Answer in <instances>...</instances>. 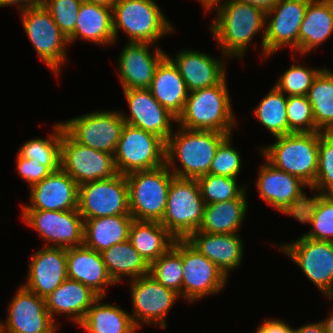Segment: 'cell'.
Masks as SVG:
<instances>
[{
    "label": "cell",
    "instance_id": "8d00e7d4",
    "mask_svg": "<svg viewBox=\"0 0 333 333\" xmlns=\"http://www.w3.org/2000/svg\"><path fill=\"white\" fill-rule=\"evenodd\" d=\"M306 96L312 106L316 128L321 132H333V71L324 67Z\"/></svg>",
    "mask_w": 333,
    "mask_h": 333
},
{
    "label": "cell",
    "instance_id": "9c48e42d",
    "mask_svg": "<svg viewBox=\"0 0 333 333\" xmlns=\"http://www.w3.org/2000/svg\"><path fill=\"white\" fill-rule=\"evenodd\" d=\"M166 143L157 135L124 124L115 153L117 173L152 170L165 164Z\"/></svg>",
    "mask_w": 333,
    "mask_h": 333
},
{
    "label": "cell",
    "instance_id": "74e56055",
    "mask_svg": "<svg viewBox=\"0 0 333 333\" xmlns=\"http://www.w3.org/2000/svg\"><path fill=\"white\" fill-rule=\"evenodd\" d=\"M53 129L47 138L38 137L24 142L17 153L23 158L39 162L51 172L57 171L61 168L62 134L65 130L62 121L55 123Z\"/></svg>",
    "mask_w": 333,
    "mask_h": 333
},
{
    "label": "cell",
    "instance_id": "f5cc1de1",
    "mask_svg": "<svg viewBox=\"0 0 333 333\" xmlns=\"http://www.w3.org/2000/svg\"><path fill=\"white\" fill-rule=\"evenodd\" d=\"M203 6L205 13L214 10L213 7L224 0H197Z\"/></svg>",
    "mask_w": 333,
    "mask_h": 333
},
{
    "label": "cell",
    "instance_id": "277c9868",
    "mask_svg": "<svg viewBox=\"0 0 333 333\" xmlns=\"http://www.w3.org/2000/svg\"><path fill=\"white\" fill-rule=\"evenodd\" d=\"M275 140L267 147H260L262 158L275 168L298 177L310 189L317 174L320 132H292Z\"/></svg>",
    "mask_w": 333,
    "mask_h": 333
},
{
    "label": "cell",
    "instance_id": "f6af8a7d",
    "mask_svg": "<svg viewBox=\"0 0 333 333\" xmlns=\"http://www.w3.org/2000/svg\"><path fill=\"white\" fill-rule=\"evenodd\" d=\"M232 136L233 134L228 135L220 143L212 160L209 174L230 178L239 177L242 167V156L232 145Z\"/></svg>",
    "mask_w": 333,
    "mask_h": 333
},
{
    "label": "cell",
    "instance_id": "ffe728a7",
    "mask_svg": "<svg viewBox=\"0 0 333 333\" xmlns=\"http://www.w3.org/2000/svg\"><path fill=\"white\" fill-rule=\"evenodd\" d=\"M129 113H122L125 123L160 137L165 143L177 124V117L158 103L148 88L123 90ZM129 114V115H128Z\"/></svg>",
    "mask_w": 333,
    "mask_h": 333
},
{
    "label": "cell",
    "instance_id": "5bb4252c",
    "mask_svg": "<svg viewBox=\"0 0 333 333\" xmlns=\"http://www.w3.org/2000/svg\"><path fill=\"white\" fill-rule=\"evenodd\" d=\"M78 143L114 156L125 121L120 111L97 110L62 122Z\"/></svg>",
    "mask_w": 333,
    "mask_h": 333
},
{
    "label": "cell",
    "instance_id": "e575fe53",
    "mask_svg": "<svg viewBox=\"0 0 333 333\" xmlns=\"http://www.w3.org/2000/svg\"><path fill=\"white\" fill-rule=\"evenodd\" d=\"M101 255L110 277L117 285L123 282V277L132 280L149 274L150 265L129 240L111 246Z\"/></svg>",
    "mask_w": 333,
    "mask_h": 333
},
{
    "label": "cell",
    "instance_id": "f35d334b",
    "mask_svg": "<svg viewBox=\"0 0 333 333\" xmlns=\"http://www.w3.org/2000/svg\"><path fill=\"white\" fill-rule=\"evenodd\" d=\"M253 109L258 122L274 137L288 134L287 96L276 86L273 85Z\"/></svg>",
    "mask_w": 333,
    "mask_h": 333
},
{
    "label": "cell",
    "instance_id": "44dd1931",
    "mask_svg": "<svg viewBox=\"0 0 333 333\" xmlns=\"http://www.w3.org/2000/svg\"><path fill=\"white\" fill-rule=\"evenodd\" d=\"M148 42H126L117 59L122 90L149 88L155 70L167 55L159 45ZM150 47H154L153 53Z\"/></svg>",
    "mask_w": 333,
    "mask_h": 333
},
{
    "label": "cell",
    "instance_id": "484cf974",
    "mask_svg": "<svg viewBox=\"0 0 333 333\" xmlns=\"http://www.w3.org/2000/svg\"><path fill=\"white\" fill-rule=\"evenodd\" d=\"M67 276L106 297V287L116 283L110 277L101 253L85 245L66 249Z\"/></svg>",
    "mask_w": 333,
    "mask_h": 333
},
{
    "label": "cell",
    "instance_id": "f546056e",
    "mask_svg": "<svg viewBox=\"0 0 333 333\" xmlns=\"http://www.w3.org/2000/svg\"><path fill=\"white\" fill-rule=\"evenodd\" d=\"M333 35V4L310 0L299 30V54L307 55Z\"/></svg>",
    "mask_w": 333,
    "mask_h": 333
},
{
    "label": "cell",
    "instance_id": "db71d44e",
    "mask_svg": "<svg viewBox=\"0 0 333 333\" xmlns=\"http://www.w3.org/2000/svg\"><path fill=\"white\" fill-rule=\"evenodd\" d=\"M325 319L321 320V322L324 326L326 333H333V310Z\"/></svg>",
    "mask_w": 333,
    "mask_h": 333
},
{
    "label": "cell",
    "instance_id": "5b68a950",
    "mask_svg": "<svg viewBox=\"0 0 333 333\" xmlns=\"http://www.w3.org/2000/svg\"><path fill=\"white\" fill-rule=\"evenodd\" d=\"M119 29L128 37L127 42H148L155 45L175 27L154 0H117L113 6V32L115 43Z\"/></svg>",
    "mask_w": 333,
    "mask_h": 333
},
{
    "label": "cell",
    "instance_id": "cb8c5ba5",
    "mask_svg": "<svg viewBox=\"0 0 333 333\" xmlns=\"http://www.w3.org/2000/svg\"><path fill=\"white\" fill-rule=\"evenodd\" d=\"M167 56L177 66L189 92L220 84L227 77L226 61L193 49Z\"/></svg>",
    "mask_w": 333,
    "mask_h": 333
},
{
    "label": "cell",
    "instance_id": "e0dca14e",
    "mask_svg": "<svg viewBox=\"0 0 333 333\" xmlns=\"http://www.w3.org/2000/svg\"><path fill=\"white\" fill-rule=\"evenodd\" d=\"M0 333H57L59 324L46 308L45 299L21 285L11 298Z\"/></svg>",
    "mask_w": 333,
    "mask_h": 333
},
{
    "label": "cell",
    "instance_id": "52a82bcc",
    "mask_svg": "<svg viewBox=\"0 0 333 333\" xmlns=\"http://www.w3.org/2000/svg\"><path fill=\"white\" fill-rule=\"evenodd\" d=\"M130 215L135 220L161 221L168 190L175 177L168 166L126 174Z\"/></svg>",
    "mask_w": 333,
    "mask_h": 333
},
{
    "label": "cell",
    "instance_id": "6da1fadb",
    "mask_svg": "<svg viewBox=\"0 0 333 333\" xmlns=\"http://www.w3.org/2000/svg\"><path fill=\"white\" fill-rule=\"evenodd\" d=\"M213 8L216 10L215 18L208 28L225 60L242 59L260 31L263 35L260 53L261 59L264 58L266 13L263 10L236 0H224Z\"/></svg>",
    "mask_w": 333,
    "mask_h": 333
},
{
    "label": "cell",
    "instance_id": "d590c367",
    "mask_svg": "<svg viewBox=\"0 0 333 333\" xmlns=\"http://www.w3.org/2000/svg\"><path fill=\"white\" fill-rule=\"evenodd\" d=\"M302 224H311L310 231L303 234L312 240L333 242V195L314 194L296 218Z\"/></svg>",
    "mask_w": 333,
    "mask_h": 333
},
{
    "label": "cell",
    "instance_id": "7402d4cb",
    "mask_svg": "<svg viewBox=\"0 0 333 333\" xmlns=\"http://www.w3.org/2000/svg\"><path fill=\"white\" fill-rule=\"evenodd\" d=\"M29 203L21 210H78L79 185L62 169L29 188Z\"/></svg>",
    "mask_w": 333,
    "mask_h": 333
},
{
    "label": "cell",
    "instance_id": "8992f818",
    "mask_svg": "<svg viewBox=\"0 0 333 333\" xmlns=\"http://www.w3.org/2000/svg\"><path fill=\"white\" fill-rule=\"evenodd\" d=\"M205 205L197 179L174 177L160 223L175 239H187L201 226Z\"/></svg>",
    "mask_w": 333,
    "mask_h": 333
},
{
    "label": "cell",
    "instance_id": "f907efd6",
    "mask_svg": "<svg viewBox=\"0 0 333 333\" xmlns=\"http://www.w3.org/2000/svg\"><path fill=\"white\" fill-rule=\"evenodd\" d=\"M241 3L249 4L254 7H258L263 10L265 13L272 10L273 7L280 1V0H236Z\"/></svg>",
    "mask_w": 333,
    "mask_h": 333
},
{
    "label": "cell",
    "instance_id": "c3c4849f",
    "mask_svg": "<svg viewBox=\"0 0 333 333\" xmlns=\"http://www.w3.org/2000/svg\"><path fill=\"white\" fill-rule=\"evenodd\" d=\"M295 328H292L286 321L281 319L266 318L257 327V333H294Z\"/></svg>",
    "mask_w": 333,
    "mask_h": 333
},
{
    "label": "cell",
    "instance_id": "d4e9b609",
    "mask_svg": "<svg viewBox=\"0 0 333 333\" xmlns=\"http://www.w3.org/2000/svg\"><path fill=\"white\" fill-rule=\"evenodd\" d=\"M240 236L237 233L211 234L197 230L186 240L230 277V271L237 269L243 260L244 245Z\"/></svg>",
    "mask_w": 333,
    "mask_h": 333
},
{
    "label": "cell",
    "instance_id": "b9f144b4",
    "mask_svg": "<svg viewBox=\"0 0 333 333\" xmlns=\"http://www.w3.org/2000/svg\"><path fill=\"white\" fill-rule=\"evenodd\" d=\"M323 68L293 63L274 84L286 96H306L313 80Z\"/></svg>",
    "mask_w": 333,
    "mask_h": 333
},
{
    "label": "cell",
    "instance_id": "7c38bea8",
    "mask_svg": "<svg viewBox=\"0 0 333 333\" xmlns=\"http://www.w3.org/2000/svg\"><path fill=\"white\" fill-rule=\"evenodd\" d=\"M132 303L131 317L135 326L153 325L167 328V314L179 300L180 295L164 287L152 276L145 275L128 281Z\"/></svg>",
    "mask_w": 333,
    "mask_h": 333
},
{
    "label": "cell",
    "instance_id": "ba28073f",
    "mask_svg": "<svg viewBox=\"0 0 333 333\" xmlns=\"http://www.w3.org/2000/svg\"><path fill=\"white\" fill-rule=\"evenodd\" d=\"M22 28L35 52L57 77L68 61V38L60 31L50 13L42 6L23 9ZM60 72V73H59Z\"/></svg>",
    "mask_w": 333,
    "mask_h": 333
},
{
    "label": "cell",
    "instance_id": "603a6c76",
    "mask_svg": "<svg viewBox=\"0 0 333 333\" xmlns=\"http://www.w3.org/2000/svg\"><path fill=\"white\" fill-rule=\"evenodd\" d=\"M67 278L66 248L43 246L32 254L22 285L45 299Z\"/></svg>",
    "mask_w": 333,
    "mask_h": 333
},
{
    "label": "cell",
    "instance_id": "3957f363",
    "mask_svg": "<svg viewBox=\"0 0 333 333\" xmlns=\"http://www.w3.org/2000/svg\"><path fill=\"white\" fill-rule=\"evenodd\" d=\"M227 77L211 87L189 92L177 126L190 130H211L231 135L237 125L227 86Z\"/></svg>",
    "mask_w": 333,
    "mask_h": 333
},
{
    "label": "cell",
    "instance_id": "ee69618b",
    "mask_svg": "<svg viewBox=\"0 0 333 333\" xmlns=\"http://www.w3.org/2000/svg\"><path fill=\"white\" fill-rule=\"evenodd\" d=\"M287 120L288 134L320 132L307 96H287Z\"/></svg>",
    "mask_w": 333,
    "mask_h": 333
},
{
    "label": "cell",
    "instance_id": "11a10c76",
    "mask_svg": "<svg viewBox=\"0 0 333 333\" xmlns=\"http://www.w3.org/2000/svg\"><path fill=\"white\" fill-rule=\"evenodd\" d=\"M84 2H88V3H93V4H100V5H104L110 8H113L114 3L117 0H83Z\"/></svg>",
    "mask_w": 333,
    "mask_h": 333
},
{
    "label": "cell",
    "instance_id": "816d5d0a",
    "mask_svg": "<svg viewBox=\"0 0 333 333\" xmlns=\"http://www.w3.org/2000/svg\"><path fill=\"white\" fill-rule=\"evenodd\" d=\"M294 333H326L322 322L307 323L299 328L296 327Z\"/></svg>",
    "mask_w": 333,
    "mask_h": 333
},
{
    "label": "cell",
    "instance_id": "83f0119b",
    "mask_svg": "<svg viewBox=\"0 0 333 333\" xmlns=\"http://www.w3.org/2000/svg\"><path fill=\"white\" fill-rule=\"evenodd\" d=\"M83 39L104 46L115 43L113 32V8L82 2L74 32L68 37L69 44Z\"/></svg>",
    "mask_w": 333,
    "mask_h": 333
},
{
    "label": "cell",
    "instance_id": "7bdbcfd3",
    "mask_svg": "<svg viewBox=\"0 0 333 333\" xmlns=\"http://www.w3.org/2000/svg\"><path fill=\"white\" fill-rule=\"evenodd\" d=\"M321 195H333V132H321L316 179L310 188Z\"/></svg>",
    "mask_w": 333,
    "mask_h": 333
},
{
    "label": "cell",
    "instance_id": "d6986e66",
    "mask_svg": "<svg viewBox=\"0 0 333 333\" xmlns=\"http://www.w3.org/2000/svg\"><path fill=\"white\" fill-rule=\"evenodd\" d=\"M182 265V299L188 303L221 292L229 279L186 239H182Z\"/></svg>",
    "mask_w": 333,
    "mask_h": 333
},
{
    "label": "cell",
    "instance_id": "bcb514c9",
    "mask_svg": "<svg viewBox=\"0 0 333 333\" xmlns=\"http://www.w3.org/2000/svg\"><path fill=\"white\" fill-rule=\"evenodd\" d=\"M83 0H42L60 31L68 38L75 30L79 8Z\"/></svg>",
    "mask_w": 333,
    "mask_h": 333
},
{
    "label": "cell",
    "instance_id": "2e32d148",
    "mask_svg": "<svg viewBox=\"0 0 333 333\" xmlns=\"http://www.w3.org/2000/svg\"><path fill=\"white\" fill-rule=\"evenodd\" d=\"M61 168L78 185L118 174L112 154L78 143L65 130L62 134Z\"/></svg>",
    "mask_w": 333,
    "mask_h": 333
},
{
    "label": "cell",
    "instance_id": "d6a6232c",
    "mask_svg": "<svg viewBox=\"0 0 333 333\" xmlns=\"http://www.w3.org/2000/svg\"><path fill=\"white\" fill-rule=\"evenodd\" d=\"M104 298L100 296L93 303L78 326L88 333H136L140 330L129 312L115 304L103 303Z\"/></svg>",
    "mask_w": 333,
    "mask_h": 333
},
{
    "label": "cell",
    "instance_id": "1f68e13d",
    "mask_svg": "<svg viewBox=\"0 0 333 333\" xmlns=\"http://www.w3.org/2000/svg\"><path fill=\"white\" fill-rule=\"evenodd\" d=\"M133 218L116 215L84 219L83 245L99 253L128 240Z\"/></svg>",
    "mask_w": 333,
    "mask_h": 333
},
{
    "label": "cell",
    "instance_id": "4316f807",
    "mask_svg": "<svg viewBox=\"0 0 333 333\" xmlns=\"http://www.w3.org/2000/svg\"><path fill=\"white\" fill-rule=\"evenodd\" d=\"M100 296L90 287L67 278L55 291L45 298L46 308L52 319L55 315H68V319L79 325L88 309Z\"/></svg>",
    "mask_w": 333,
    "mask_h": 333
},
{
    "label": "cell",
    "instance_id": "30bf717a",
    "mask_svg": "<svg viewBox=\"0 0 333 333\" xmlns=\"http://www.w3.org/2000/svg\"><path fill=\"white\" fill-rule=\"evenodd\" d=\"M303 271L324 297L333 299V242L299 236L297 240L277 245Z\"/></svg>",
    "mask_w": 333,
    "mask_h": 333
},
{
    "label": "cell",
    "instance_id": "836d02e7",
    "mask_svg": "<svg viewBox=\"0 0 333 333\" xmlns=\"http://www.w3.org/2000/svg\"><path fill=\"white\" fill-rule=\"evenodd\" d=\"M128 240L150 265L173 246L175 238L159 221L133 219Z\"/></svg>",
    "mask_w": 333,
    "mask_h": 333
},
{
    "label": "cell",
    "instance_id": "ac0fdd59",
    "mask_svg": "<svg viewBox=\"0 0 333 333\" xmlns=\"http://www.w3.org/2000/svg\"><path fill=\"white\" fill-rule=\"evenodd\" d=\"M310 0H280L266 12L264 58L290 47L299 53V30Z\"/></svg>",
    "mask_w": 333,
    "mask_h": 333
},
{
    "label": "cell",
    "instance_id": "9a60e30c",
    "mask_svg": "<svg viewBox=\"0 0 333 333\" xmlns=\"http://www.w3.org/2000/svg\"><path fill=\"white\" fill-rule=\"evenodd\" d=\"M22 221L37 231L44 246L72 248L83 245L84 219L78 210H22Z\"/></svg>",
    "mask_w": 333,
    "mask_h": 333
},
{
    "label": "cell",
    "instance_id": "4dcf8cb0",
    "mask_svg": "<svg viewBox=\"0 0 333 333\" xmlns=\"http://www.w3.org/2000/svg\"><path fill=\"white\" fill-rule=\"evenodd\" d=\"M247 190L232 200L205 205L203 222L198 230L211 234H239L248 212Z\"/></svg>",
    "mask_w": 333,
    "mask_h": 333
},
{
    "label": "cell",
    "instance_id": "4fadbf2b",
    "mask_svg": "<svg viewBox=\"0 0 333 333\" xmlns=\"http://www.w3.org/2000/svg\"><path fill=\"white\" fill-rule=\"evenodd\" d=\"M78 211L83 219L130 215L126 176L118 173L79 185Z\"/></svg>",
    "mask_w": 333,
    "mask_h": 333
},
{
    "label": "cell",
    "instance_id": "681fc988",
    "mask_svg": "<svg viewBox=\"0 0 333 333\" xmlns=\"http://www.w3.org/2000/svg\"><path fill=\"white\" fill-rule=\"evenodd\" d=\"M11 5L17 6L19 10L33 8L42 5V0H0V7Z\"/></svg>",
    "mask_w": 333,
    "mask_h": 333
},
{
    "label": "cell",
    "instance_id": "7dc6e473",
    "mask_svg": "<svg viewBox=\"0 0 333 333\" xmlns=\"http://www.w3.org/2000/svg\"><path fill=\"white\" fill-rule=\"evenodd\" d=\"M16 170L21 178L27 183L28 187L41 182L45 177L52 173L46 166L41 165L33 159H26L21 157L18 153L16 155Z\"/></svg>",
    "mask_w": 333,
    "mask_h": 333
},
{
    "label": "cell",
    "instance_id": "60d3db41",
    "mask_svg": "<svg viewBox=\"0 0 333 333\" xmlns=\"http://www.w3.org/2000/svg\"><path fill=\"white\" fill-rule=\"evenodd\" d=\"M206 205L237 198L248 185L240 186L237 178L205 174L197 179Z\"/></svg>",
    "mask_w": 333,
    "mask_h": 333
},
{
    "label": "cell",
    "instance_id": "8fae6325",
    "mask_svg": "<svg viewBox=\"0 0 333 333\" xmlns=\"http://www.w3.org/2000/svg\"><path fill=\"white\" fill-rule=\"evenodd\" d=\"M263 162L256 179L259 197L272 208L296 219L308 200L303 189L309 186L298 177L275 168L265 158Z\"/></svg>",
    "mask_w": 333,
    "mask_h": 333
},
{
    "label": "cell",
    "instance_id": "7a4b0ae2",
    "mask_svg": "<svg viewBox=\"0 0 333 333\" xmlns=\"http://www.w3.org/2000/svg\"><path fill=\"white\" fill-rule=\"evenodd\" d=\"M228 135L180 127L173 131L166 142L165 164L178 178L198 179L209 174L216 150ZM175 160L181 165L178 166Z\"/></svg>",
    "mask_w": 333,
    "mask_h": 333
},
{
    "label": "cell",
    "instance_id": "ab89813d",
    "mask_svg": "<svg viewBox=\"0 0 333 333\" xmlns=\"http://www.w3.org/2000/svg\"><path fill=\"white\" fill-rule=\"evenodd\" d=\"M149 275L182 299V239H175L173 246L150 264Z\"/></svg>",
    "mask_w": 333,
    "mask_h": 333
},
{
    "label": "cell",
    "instance_id": "f1b7e54d",
    "mask_svg": "<svg viewBox=\"0 0 333 333\" xmlns=\"http://www.w3.org/2000/svg\"><path fill=\"white\" fill-rule=\"evenodd\" d=\"M148 89L154 99L177 118L183 112L189 91L177 66L167 55L158 64Z\"/></svg>",
    "mask_w": 333,
    "mask_h": 333
}]
</instances>
